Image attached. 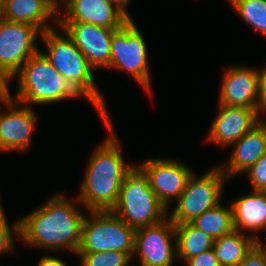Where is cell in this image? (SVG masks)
Instances as JSON below:
<instances>
[{
	"mask_svg": "<svg viewBox=\"0 0 266 266\" xmlns=\"http://www.w3.org/2000/svg\"><path fill=\"white\" fill-rule=\"evenodd\" d=\"M233 147L227 164L219 166L228 179L246 172L266 153V122L261 120L241 139L232 144Z\"/></svg>",
	"mask_w": 266,
	"mask_h": 266,
	"instance_id": "cell-17",
	"label": "cell"
},
{
	"mask_svg": "<svg viewBox=\"0 0 266 266\" xmlns=\"http://www.w3.org/2000/svg\"><path fill=\"white\" fill-rule=\"evenodd\" d=\"M191 223L213 240L228 235L234 230L231 204L229 207H224L219 203L196 217Z\"/></svg>",
	"mask_w": 266,
	"mask_h": 266,
	"instance_id": "cell-22",
	"label": "cell"
},
{
	"mask_svg": "<svg viewBox=\"0 0 266 266\" xmlns=\"http://www.w3.org/2000/svg\"><path fill=\"white\" fill-rule=\"evenodd\" d=\"M37 266H68L61 259L53 256H42L38 260Z\"/></svg>",
	"mask_w": 266,
	"mask_h": 266,
	"instance_id": "cell-30",
	"label": "cell"
},
{
	"mask_svg": "<svg viewBox=\"0 0 266 266\" xmlns=\"http://www.w3.org/2000/svg\"><path fill=\"white\" fill-rule=\"evenodd\" d=\"M13 78L0 65V89H9L10 80Z\"/></svg>",
	"mask_w": 266,
	"mask_h": 266,
	"instance_id": "cell-32",
	"label": "cell"
},
{
	"mask_svg": "<svg viewBox=\"0 0 266 266\" xmlns=\"http://www.w3.org/2000/svg\"><path fill=\"white\" fill-rule=\"evenodd\" d=\"M134 20H128L113 33L108 69L130 74L151 96V75L148 67L147 46Z\"/></svg>",
	"mask_w": 266,
	"mask_h": 266,
	"instance_id": "cell-7",
	"label": "cell"
},
{
	"mask_svg": "<svg viewBox=\"0 0 266 266\" xmlns=\"http://www.w3.org/2000/svg\"><path fill=\"white\" fill-rule=\"evenodd\" d=\"M58 14L47 0H6L0 17L11 22L33 24L43 32L53 28L48 22L52 17L55 27L58 26Z\"/></svg>",
	"mask_w": 266,
	"mask_h": 266,
	"instance_id": "cell-19",
	"label": "cell"
},
{
	"mask_svg": "<svg viewBox=\"0 0 266 266\" xmlns=\"http://www.w3.org/2000/svg\"><path fill=\"white\" fill-rule=\"evenodd\" d=\"M184 164L168 158H154L139 165L147 174L150 188L167 209L173 198H179L194 173Z\"/></svg>",
	"mask_w": 266,
	"mask_h": 266,
	"instance_id": "cell-11",
	"label": "cell"
},
{
	"mask_svg": "<svg viewBox=\"0 0 266 266\" xmlns=\"http://www.w3.org/2000/svg\"><path fill=\"white\" fill-rule=\"evenodd\" d=\"M0 112V152L29 148L32 133L36 125V113L31 106L23 105L11 99Z\"/></svg>",
	"mask_w": 266,
	"mask_h": 266,
	"instance_id": "cell-13",
	"label": "cell"
},
{
	"mask_svg": "<svg viewBox=\"0 0 266 266\" xmlns=\"http://www.w3.org/2000/svg\"><path fill=\"white\" fill-rule=\"evenodd\" d=\"M47 29L41 33L47 52H42L55 70L99 111L102 118L110 117L104 96L96 86L94 68L77 48L70 36L58 25V30Z\"/></svg>",
	"mask_w": 266,
	"mask_h": 266,
	"instance_id": "cell-3",
	"label": "cell"
},
{
	"mask_svg": "<svg viewBox=\"0 0 266 266\" xmlns=\"http://www.w3.org/2000/svg\"><path fill=\"white\" fill-rule=\"evenodd\" d=\"M41 33L33 24L11 22L0 17V65L12 78L39 51L36 38Z\"/></svg>",
	"mask_w": 266,
	"mask_h": 266,
	"instance_id": "cell-10",
	"label": "cell"
},
{
	"mask_svg": "<svg viewBox=\"0 0 266 266\" xmlns=\"http://www.w3.org/2000/svg\"><path fill=\"white\" fill-rule=\"evenodd\" d=\"M12 227V228H11ZM8 224L6 214L3 208H0V254L12 252L14 250L13 236L19 237V221L14 222V225ZM13 231V232H12Z\"/></svg>",
	"mask_w": 266,
	"mask_h": 266,
	"instance_id": "cell-25",
	"label": "cell"
},
{
	"mask_svg": "<svg viewBox=\"0 0 266 266\" xmlns=\"http://www.w3.org/2000/svg\"><path fill=\"white\" fill-rule=\"evenodd\" d=\"M57 11L59 10L61 0H47Z\"/></svg>",
	"mask_w": 266,
	"mask_h": 266,
	"instance_id": "cell-34",
	"label": "cell"
},
{
	"mask_svg": "<svg viewBox=\"0 0 266 266\" xmlns=\"http://www.w3.org/2000/svg\"><path fill=\"white\" fill-rule=\"evenodd\" d=\"M94 69H107L110 64L111 40L117 29L89 23L58 22Z\"/></svg>",
	"mask_w": 266,
	"mask_h": 266,
	"instance_id": "cell-12",
	"label": "cell"
},
{
	"mask_svg": "<svg viewBox=\"0 0 266 266\" xmlns=\"http://www.w3.org/2000/svg\"><path fill=\"white\" fill-rule=\"evenodd\" d=\"M219 104L258 109V70L233 66L225 70L220 85Z\"/></svg>",
	"mask_w": 266,
	"mask_h": 266,
	"instance_id": "cell-15",
	"label": "cell"
},
{
	"mask_svg": "<svg viewBox=\"0 0 266 266\" xmlns=\"http://www.w3.org/2000/svg\"><path fill=\"white\" fill-rule=\"evenodd\" d=\"M185 263L186 266H220L213 248L187 259Z\"/></svg>",
	"mask_w": 266,
	"mask_h": 266,
	"instance_id": "cell-28",
	"label": "cell"
},
{
	"mask_svg": "<svg viewBox=\"0 0 266 266\" xmlns=\"http://www.w3.org/2000/svg\"><path fill=\"white\" fill-rule=\"evenodd\" d=\"M15 77L18 78V89L12 99L27 106L83 97L40 50L27 60Z\"/></svg>",
	"mask_w": 266,
	"mask_h": 266,
	"instance_id": "cell-4",
	"label": "cell"
},
{
	"mask_svg": "<svg viewBox=\"0 0 266 266\" xmlns=\"http://www.w3.org/2000/svg\"><path fill=\"white\" fill-rule=\"evenodd\" d=\"M263 114V116H265V118H266V110L262 113ZM264 122H266V119H264V117L263 118H261Z\"/></svg>",
	"mask_w": 266,
	"mask_h": 266,
	"instance_id": "cell-36",
	"label": "cell"
},
{
	"mask_svg": "<svg viewBox=\"0 0 266 266\" xmlns=\"http://www.w3.org/2000/svg\"><path fill=\"white\" fill-rule=\"evenodd\" d=\"M207 141L223 147L231 146L256 126L260 119L258 109L219 104Z\"/></svg>",
	"mask_w": 266,
	"mask_h": 266,
	"instance_id": "cell-14",
	"label": "cell"
},
{
	"mask_svg": "<svg viewBox=\"0 0 266 266\" xmlns=\"http://www.w3.org/2000/svg\"><path fill=\"white\" fill-rule=\"evenodd\" d=\"M256 242L251 235L233 230L215 239L213 250L220 266H237Z\"/></svg>",
	"mask_w": 266,
	"mask_h": 266,
	"instance_id": "cell-21",
	"label": "cell"
},
{
	"mask_svg": "<svg viewBox=\"0 0 266 266\" xmlns=\"http://www.w3.org/2000/svg\"><path fill=\"white\" fill-rule=\"evenodd\" d=\"M237 266H266V245L256 242Z\"/></svg>",
	"mask_w": 266,
	"mask_h": 266,
	"instance_id": "cell-27",
	"label": "cell"
},
{
	"mask_svg": "<svg viewBox=\"0 0 266 266\" xmlns=\"http://www.w3.org/2000/svg\"><path fill=\"white\" fill-rule=\"evenodd\" d=\"M246 173L253 191L266 192V153Z\"/></svg>",
	"mask_w": 266,
	"mask_h": 266,
	"instance_id": "cell-26",
	"label": "cell"
},
{
	"mask_svg": "<svg viewBox=\"0 0 266 266\" xmlns=\"http://www.w3.org/2000/svg\"><path fill=\"white\" fill-rule=\"evenodd\" d=\"M80 266H129L132 258L120 251H106L90 254H76Z\"/></svg>",
	"mask_w": 266,
	"mask_h": 266,
	"instance_id": "cell-24",
	"label": "cell"
},
{
	"mask_svg": "<svg viewBox=\"0 0 266 266\" xmlns=\"http://www.w3.org/2000/svg\"><path fill=\"white\" fill-rule=\"evenodd\" d=\"M5 2H6V0H0V13L4 9Z\"/></svg>",
	"mask_w": 266,
	"mask_h": 266,
	"instance_id": "cell-35",
	"label": "cell"
},
{
	"mask_svg": "<svg viewBox=\"0 0 266 266\" xmlns=\"http://www.w3.org/2000/svg\"><path fill=\"white\" fill-rule=\"evenodd\" d=\"M177 260L186 261L213 248L214 240L191 222L174 224Z\"/></svg>",
	"mask_w": 266,
	"mask_h": 266,
	"instance_id": "cell-20",
	"label": "cell"
},
{
	"mask_svg": "<svg viewBox=\"0 0 266 266\" xmlns=\"http://www.w3.org/2000/svg\"><path fill=\"white\" fill-rule=\"evenodd\" d=\"M12 99L9 89H0V112L1 104L6 105Z\"/></svg>",
	"mask_w": 266,
	"mask_h": 266,
	"instance_id": "cell-33",
	"label": "cell"
},
{
	"mask_svg": "<svg viewBox=\"0 0 266 266\" xmlns=\"http://www.w3.org/2000/svg\"><path fill=\"white\" fill-rule=\"evenodd\" d=\"M226 179L228 178L218 166L208 169L200 177L193 173L177 199L169 219L174 224L191 222L208 209L217 206L221 202Z\"/></svg>",
	"mask_w": 266,
	"mask_h": 266,
	"instance_id": "cell-8",
	"label": "cell"
},
{
	"mask_svg": "<svg viewBox=\"0 0 266 266\" xmlns=\"http://www.w3.org/2000/svg\"><path fill=\"white\" fill-rule=\"evenodd\" d=\"M111 211L134 229L156 225L166 219L169 212L150 188L147 174L134 164L125 174Z\"/></svg>",
	"mask_w": 266,
	"mask_h": 266,
	"instance_id": "cell-5",
	"label": "cell"
},
{
	"mask_svg": "<svg viewBox=\"0 0 266 266\" xmlns=\"http://www.w3.org/2000/svg\"><path fill=\"white\" fill-rule=\"evenodd\" d=\"M84 218L70 199L55 193L41 207L18 219V238L48 252L66 249L77 254Z\"/></svg>",
	"mask_w": 266,
	"mask_h": 266,
	"instance_id": "cell-1",
	"label": "cell"
},
{
	"mask_svg": "<svg viewBox=\"0 0 266 266\" xmlns=\"http://www.w3.org/2000/svg\"><path fill=\"white\" fill-rule=\"evenodd\" d=\"M65 12L58 22L89 23L108 29H119L129 19L108 0H61Z\"/></svg>",
	"mask_w": 266,
	"mask_h": 266,
	"instance_id": "cell-16",
	"label": "cell"
},
{
	"mask_svg": "<svg viewBox=\"0 0 266 266\" xmlns=\"http://www.w3.org/2000/svg\"><path fill=\"white\" fill-rule=\"evenodd\" d=\"M108 1L113 3L120 10V12H122L129 20H132V17L130 16L126 7L131 0H108Z\"/></svg>",
	"mask_w": 266,
	"mask_h": 266,
	"instance_id": "cell-31",
	"label": "cell"
},
{
	"mask_svg": "<svg viewBox=\"0 0 266 266\" xmlns=\"http://www.w3.org/2000/svg\"><path fill=\"white\" fill-rule=\"evenodd\" d=\"M234 230H251L255 241L261 242L256 231L266 230V192L253 191L231 203ZM255 233H254V232Z\"/></svg>",
	"mask_w": 266,
	"mask_h": 266,
	"instance_id": "cell-18",
	"label": "cell"
},
{
	"mask_svg": "<svg viewBox=\"0 0 266 266\" xmlns=\"http://www.w3.org/2000/svg\"><path fill=\"white\" fill-rule=\"evenodd\" d=\"M82 224L81 244L77 254L120 251L131 258L135 229L111 210L88 211Z\"/></svg>",
	"mask_w": 266,
	"mask_h": 266,
	"instance_id": "cell-6",
	"label": "cell"
},
{
	"mask_svg": "<svg viewBox=\"0 0 266 266\" xmlns=\"http://www.w3.org/2000/svg\"><path fill=\"white\" fill-rule=\"evenodd\" d=\"M102 120L109 136L93 150L75 200L84 205L87 212L112 210L118 200L125 174L133 166L124 161L122 146L111 117Z\"/></svg>",
	"mask_w": 266,
	"mask_h": 266,
	"instance_id": "cell-2",
	"label": "cell"
},
{
	"mask_svg": "<svg viewBox=\"0 0 266 266\" xmlns=\"http://www.w3.org/2000/svg\"><path fill=\"white\" fill-rule=\"evenodd\" d=\"M259 91H258V110L262 113L266 110V65L263 70H258Z\"/></svg>",
	"mask_w": 266,
	"mask_h": 266,
	"instance_id": "cell-29",
	"label": "cell"
},
{
	"mask_svg": "<svg viewBox=\"0 0 266 266\" xmlns=\"http://www.w3.org/2000/svg\"><path fill=\"white\" fill-rule=\"evenodd\" d=\"M241 18L266 36V0H228Z\"/></svg>",
	"mask_w": 266,
	"mask_h": 266,
	"instance_id": "cell-23",
	"label": "cell"
},
{
	"mask_svg": "<svg viewBox=\"0 0 266 266\" xmlns=\"http://www.w3.org/2000/svg\"><path fill=\"white\" fill-rule=\"evenodd\" d=\"M136 254L140 266H172L177 258L174 223L166 218L156 225L135 229L132 259Z\"/></svg>",
	"mask_w": 266,
	"mask_h": 266,
	"instance_id": "cell-9",
	"label": "cell"
}]
</instances>
